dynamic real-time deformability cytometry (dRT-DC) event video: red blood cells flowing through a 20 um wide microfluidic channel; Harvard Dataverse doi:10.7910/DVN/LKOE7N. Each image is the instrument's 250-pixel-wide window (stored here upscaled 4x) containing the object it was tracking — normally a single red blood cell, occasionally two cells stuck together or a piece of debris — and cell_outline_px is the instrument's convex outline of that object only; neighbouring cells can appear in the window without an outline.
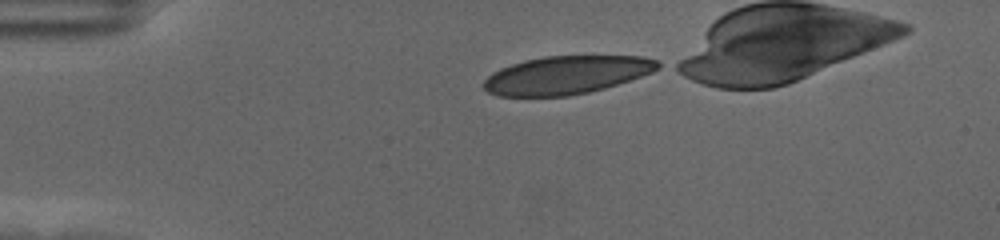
{"species": "human", "species_latin": "Homo sapiens", "temperature_condition": "cold", "stored_images_in_passage": 39, "camera_frame_rate_fps": 3000, "um_per_image_px": 0.085, "donor": {"sex": "female"}, "frame": {"image": 1, "passage_image": 1, "time_ms": 0.0, "image_size_px": [1000, 240], "cell_outline_px": [[664, 64], [660, 68], [652, 72], [604, 88], [588, 92], [568, 96], [496, 96], [488, 92], [484, 88], [484, 80], [492, 72], [500, 68], [524, 60], [544, 56], [644, 56], [656, 60]], "centroid_in_image_um": [48.14, 6.37], "position_along_channel_um": 36.9, "area_um2": 38.67}}
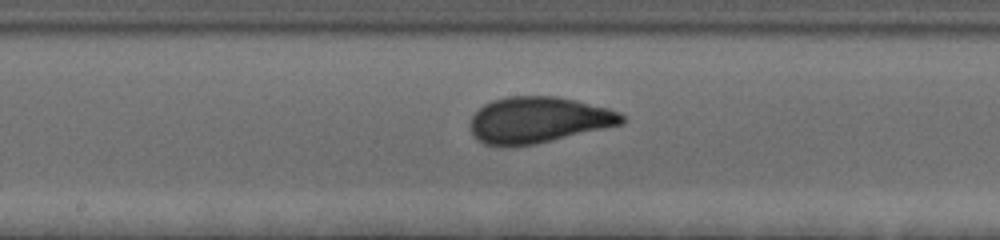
{"frame": {"image": 2, "passage_image": 19, "time_ms": 6.0, "image_size_px": [1000, 240], "cell_outline_px": [[624, 120], [620, 124], [536, 144], [512, 148], [500, 148], [484, 144], [476, 140], [472, 136], [468, 128], [472, 116], [484, 104], [492, 100], [508, 96], [556, 96], [576, 100], [608, 108], [620, 112], [624, 116]], "centroid_in_image_um": [45.66, 10.22], "position_along_channel_um": 202.5, "area_um2": 41.27}}
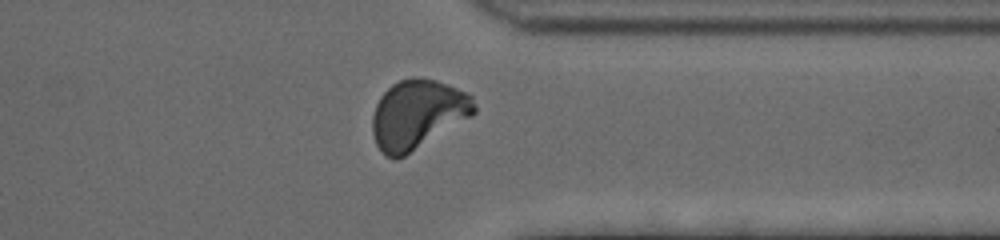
{"frame": {"image": 3, "passage_image": 34, "time_ms": 11.0, "image_size_px": [1000, 240], "cell_outline_px": [[476, 112], [472, 116], [404, 156], [396, 160], [384, 156], [380, 152], [376, 144], [372, 132], [372, 116], [376, 104], [380, 96], [392, 84], [400, 80], [412, 76], [416, 76], [436, 80], [456, 88], [472, 96], [476, 104]], "centroid_in_image_um": [35.47, 9.72], "position_along_channel_um": 375.9, "area_um2": 41.15}}